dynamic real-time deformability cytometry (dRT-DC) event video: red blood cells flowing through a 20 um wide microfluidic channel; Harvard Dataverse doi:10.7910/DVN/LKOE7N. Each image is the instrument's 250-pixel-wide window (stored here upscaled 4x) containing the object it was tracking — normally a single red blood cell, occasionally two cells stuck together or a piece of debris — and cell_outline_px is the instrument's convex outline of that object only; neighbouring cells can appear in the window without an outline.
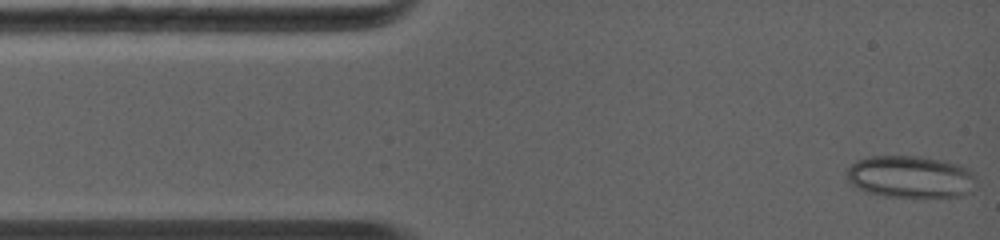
{"species": "common noctule bat (a hibernating species)", "species_latin": "Nyctalus noctula", "temperature_condition": "warm", "stored_images_in_passage": 76, "camera_frame_rate_fps": 5000, "um_per_image_px": 0.085, "animal": {"sex": "female", "body_mass_g": 19.0, "forearm_length_mm": 56.7}, "frame": {"image": 1, "passage_image": 1, "time_ms": 0.0, "image_size_px": [1000, 240], "cell_outline_px": [[972, 176], [964, 192], [960, 196], [888, 196], [868, 192], [852, 184], [848, 176], [848, 168], [852, 164], [860, 160], [872, 156], [916, 156], [944, 160], [960, 164]], "centroid_in_image_um": [77.29, 14.99], "position_along_channel_um": 7.7, "area_um2": 30.29}}
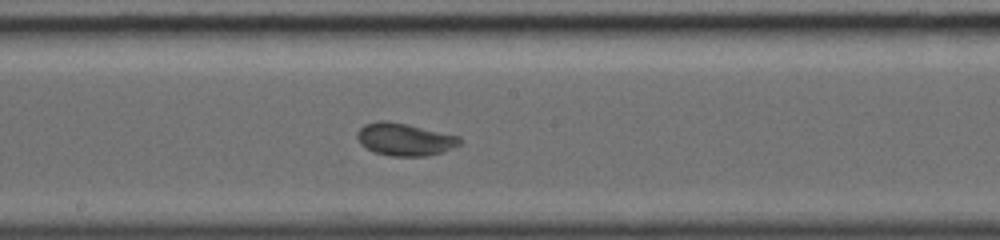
{"frame": {"image": 2, "passage_image": 38, "time_ms": 6.2, "image_size_px": [1000, 240], "cell_outline_px": [[460, 144], [452, 148], [440, 152], [424, 156], [388, 156], [376, 152], [360, 144], [356, 136], [356, 132], [364, 124], [380, 120], [384, 120], [408, 124], [460, 136]], "centroid_in_image_um": [34.37, 11.83], "position_along_channel_um": 213.8, "area_um2": 19.36}}
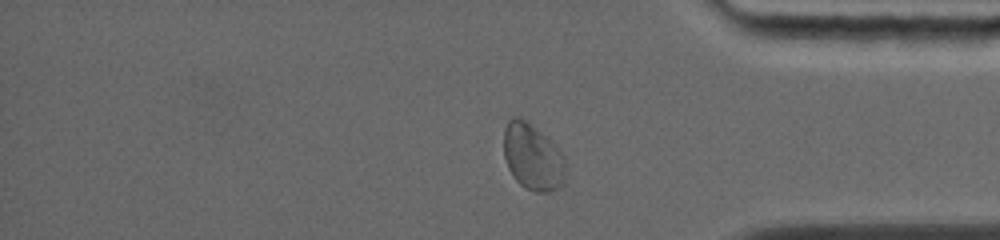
{"frame": {"image": 3, "passage_image": 68, "time_ms": 10.4, "image_size_px": [1000, 240], "cell_outline_px": [[564, 180], [556, 188], [548, 192], [536, 192], [524, 188], [512, 176], [508, 168], [504, 156], [504, 128], [508, 120], [512, 116], [516, 116], [528, 120], [556, 144], [564, 156]], "centroid_in_image_um": [45.25, 13.3], "position_along_channel_um": 389.9, "area_um2": 24.22}}